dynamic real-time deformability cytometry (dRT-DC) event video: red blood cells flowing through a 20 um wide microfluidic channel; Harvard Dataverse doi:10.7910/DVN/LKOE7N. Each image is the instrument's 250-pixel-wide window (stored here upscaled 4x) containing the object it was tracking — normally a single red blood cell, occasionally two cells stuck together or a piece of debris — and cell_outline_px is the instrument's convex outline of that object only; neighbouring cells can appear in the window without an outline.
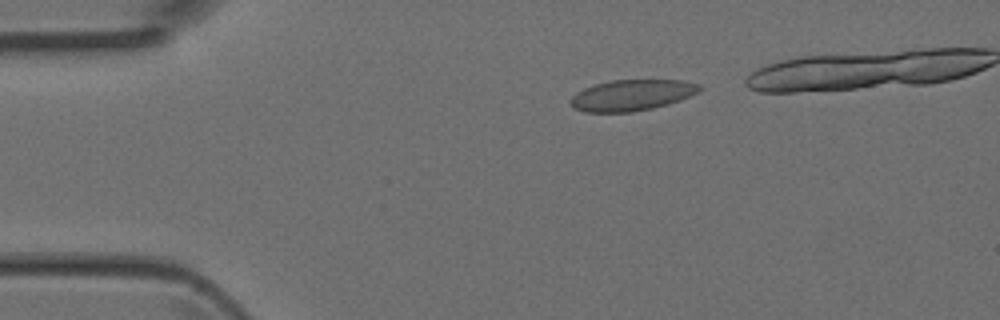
{"species": "Egyptian fruit bat (a non-hibernating species)", "species_latin": "Rousettus aegyptiacus", "temperature_condition": "room temperature", "stored_images_in_passage": 3, "camera_frame_rate_fps": 3000, "um_per_image_px": 0.085, "animal": {"sex": "female"}, "frame": {"image": 1, "passage_image": 1, "time_ms": 0.0, "image_size_px": [1000, 320], "cell_outline_px": [[700, 92], [680, 100], [668, 104], [652, 108], [632, 112], [584, 112], [576, 108], [572, 104], [572, 96], [576, 92], [584, 88], [596, 84], [612, 80], [684, 80], [700, 84]], "centroid_in_image_um": [53.74, 8.08], "position_along_channel_um": 31.3, "area_um2": 23.18}}